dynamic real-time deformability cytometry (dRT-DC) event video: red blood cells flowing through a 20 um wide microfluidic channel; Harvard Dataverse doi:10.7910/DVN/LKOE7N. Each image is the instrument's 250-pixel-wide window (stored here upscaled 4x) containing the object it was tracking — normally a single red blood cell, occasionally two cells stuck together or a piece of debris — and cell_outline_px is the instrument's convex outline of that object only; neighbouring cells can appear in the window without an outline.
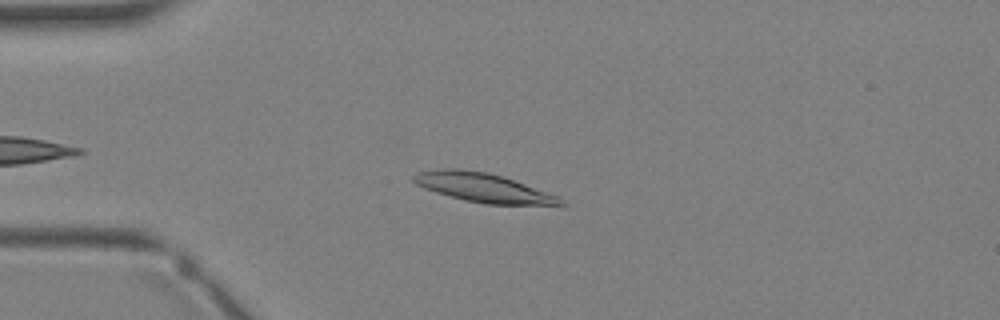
{"species": "Egyptian fruit bat (a non-hibernating species)", "species_latin": "Rousettus aegyptiacus", "temperature_condition": "warm", "stored_images_in_passage": 3, "camera_frame_rate_fps": 3000, "um_per_image_px": 0.085, "animal": {"sex": "female"}, "frame": {"image": 1, "passage_image": 3, "time_ms": 2.333, "image_size_px": [1000, 320], "cell_outline_px": [[568, 204], [484, 204], [464, 200], [436, 192], [424, 188], [416, 184], [412, 180], [412, 176], [416, 172], [440, 168], [456, 168], [488, 172], [504, 176], [556, 196], [564, 200]], "centroid_in_image_um": [40.98, 15.92], "position_along_channel_um": 44.0, "area_um2": 24.62}}